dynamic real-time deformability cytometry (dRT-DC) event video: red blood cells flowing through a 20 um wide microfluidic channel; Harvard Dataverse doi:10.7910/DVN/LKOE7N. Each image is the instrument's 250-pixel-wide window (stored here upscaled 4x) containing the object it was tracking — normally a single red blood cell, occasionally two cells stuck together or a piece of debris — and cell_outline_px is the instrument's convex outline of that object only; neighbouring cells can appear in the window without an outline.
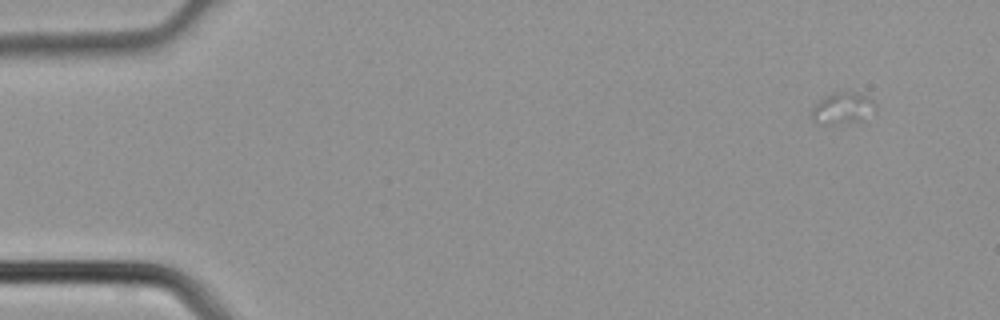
{"species": "common noctule bat (a hibernating species)", "species_latin": "Nyctalus noctula", "temperature_condition": "cold", "stored_images_in_passage": 4, "camera_frame_rate_fps": 3000, "um_per_image_px": 0.085, "animal": {"sex": "male", "body_mass_g": 21.5, "forearm_length_mm": 52.0}, "frame": {"image": 1, "passage_image": 1, "time_ms": 0.0, "image_size_px": [1000, 320], "cell_outline_px": [[876, 112], [864, 124], [816, 124], [812, 120], [812, 108], [824, 96], [832, 92], [856, 92], [872, 100], [876, 104]], "centroid_in_image_um": [71.7, 9.27], "position_along_channel_um": 13.3, "area_um2": 12.48}}